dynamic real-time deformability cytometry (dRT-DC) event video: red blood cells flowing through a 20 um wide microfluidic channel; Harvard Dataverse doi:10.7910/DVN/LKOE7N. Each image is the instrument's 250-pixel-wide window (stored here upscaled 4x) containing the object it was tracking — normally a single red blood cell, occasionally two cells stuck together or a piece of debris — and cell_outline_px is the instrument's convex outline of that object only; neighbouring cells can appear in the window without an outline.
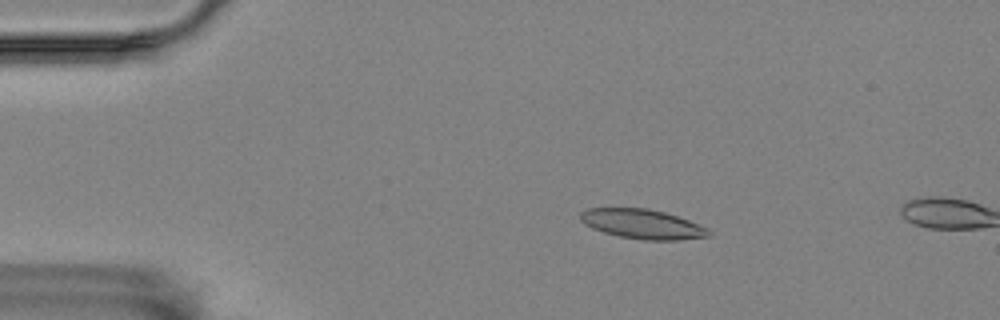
{"species": "Egyptian fruit bat (a non-hibernating species)", "species_latin": "Rousettus aegyptiacus", "temperature_condition": "room temperature", "stored_images_in_passage": 13, "camera_frame_rate_fps": 3000, "um_per_image_px": 0.085, "animal": {"sex": "female"}, "frame": {"image": 1, "passage_image": 10, "time_ms": 3.0, "image_size_px": [1000, 320], "cell_outline_px": [[712, 236], [680, 240], [644, 240], [620, 236], [604, 232], [592, 228], [584, 224], [580, 220], [580, 212], [588, 208], [648, 208], [664, 212], [688, 220], [708, 228], [712, 232]], "centroid_in_image_um": [54.62, 19.05], "position_along_channel_um": 30.4, "area_um2": 22.14}}